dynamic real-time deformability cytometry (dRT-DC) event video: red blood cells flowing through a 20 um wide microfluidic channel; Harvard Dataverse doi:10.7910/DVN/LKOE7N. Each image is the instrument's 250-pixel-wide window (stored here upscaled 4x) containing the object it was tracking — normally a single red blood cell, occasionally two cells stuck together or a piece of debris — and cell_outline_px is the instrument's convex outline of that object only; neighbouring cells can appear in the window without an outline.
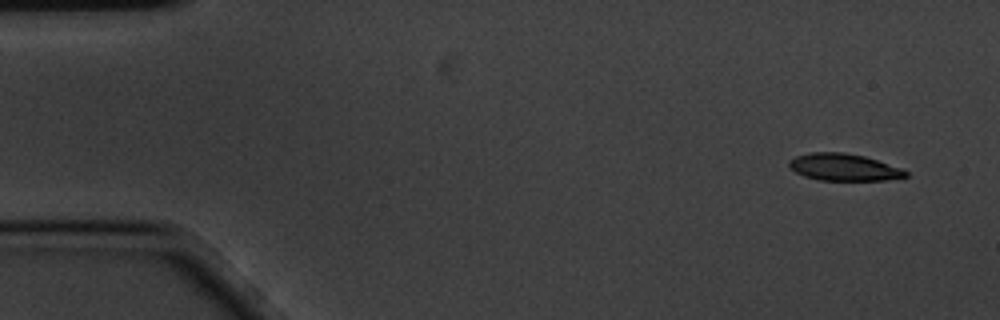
{"species": "common noctule bat (a hibernating species)", "species_latin": "Nyctalus noctula", "temperature_condition": "cold", "stored_images_in_passage": 7, "camera_frame_rate_fps": 3000, "um_per_image_px": 0.085, "animal": {"sex": "male", "body_mass_g": 20.1, "forearm_length_mm": 53.5}, "frame": {"image": 1, "passage_image": 1, "time_ms": 0.0, "image_size_px": [1000, 320], "cell_outline_px": [[908, 176], [884, 180], [816, 180], [804, 176], [796, 172], [788, 164], [788, 160], [796, 156], [808, 152], [844, 152], [864, 156], [904, 168], [908, 172]], "centroid_in_image_um": [71.73, 14.21], "position_along_channel_um": 13.3, "area_um2": 18.5}}
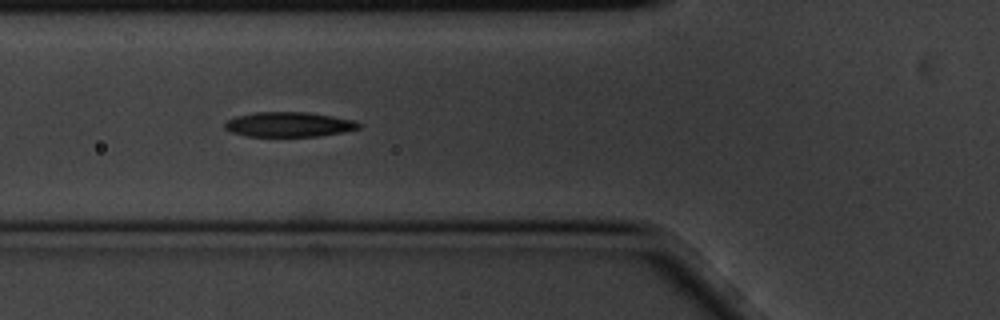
{"frame": {"image": 2, "passage_image": 6, "time_ms": 1.667, "image_size_px": [1000, 320], "cell_outline_px": [[360, 128], [320, 136], [248, 136], [232, 132], [224, 128], [224, 120], [236, 116], [252, 112], [308, 112], [356, 120], [360, 124]], "centroid_in_image_um": [24.52, 10.56], "position_along_channel_um": 101.3, "area_um2": 19.42}}
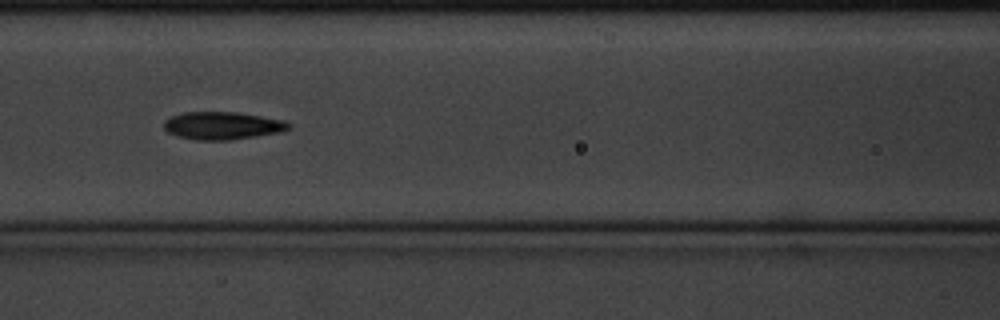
{"frame": {"image": 3, "passage_image": 7, "time_ms": 2.0, "image_size_px": [1000, 320], "cell_outline_px": [[292, 124], [288, 128], [280, 132], [232, 140], [196, 140], [176, 136], [168, 132], [164, 128], [164, 120], [172, 116], [184, 112], [236, 112], [284, 120]], "centroid_in_image_um": [18.88, 10.68], "position_along_channel_um": 147.7, "area_um2": 20.11}}